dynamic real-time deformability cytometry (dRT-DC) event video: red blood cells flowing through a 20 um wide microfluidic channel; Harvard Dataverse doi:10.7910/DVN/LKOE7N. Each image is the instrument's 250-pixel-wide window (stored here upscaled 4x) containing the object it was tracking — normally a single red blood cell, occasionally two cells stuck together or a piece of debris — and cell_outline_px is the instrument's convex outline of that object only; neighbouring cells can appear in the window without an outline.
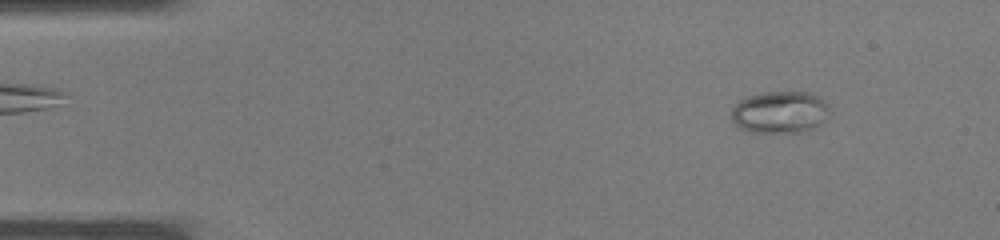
{"species": "common noctule bat (a hibernating species)", "species_latin": "Nyctalus noctula", "temperature_condition": "warm", "stored_images_in_passage": 37, "camera_frame_rate_fps": 3000, "um_per_image_px": 0.085, "animal": {"sex": "male", "body_mass_g": 19.0, "forearm_length_mm": 50.8}, "frame": {"image": 1, "passage_image": 4, "time_ms": 1.0, "image_size_px": [1000, 240], "cell_outline_px": [[832, 112], [820, 124], [812, 128], [800, 132], [748, 132], [740, 128], [732, 120], [732, 108], [740, 100], [748, 96], [764, 92], [808, 92], [816, 96], [828, 104]], "centroid_in_image_um": [66.3, 9.54], "position_along_channel_um": 18.7, "area_um2": 24.04}}
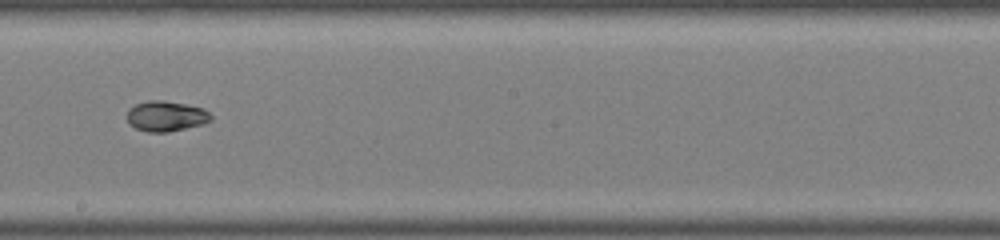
{"frame": {"image": 2, "passage_image": 21, "time_ms": 6.667, "image_size_px": [1000, 240], "cell_outline_px": [[212, 120], [204, 124], [168, 132], [148, 132], [136, 128], [128, 120], [128, 108], [136, 104], [148, 100], [164, 100], [204, 108], [212, 116]], "centroid_in_image_um": [14.14, 9.87], "position_along_channel_um": 234.1, "area_um2": 14.8}}
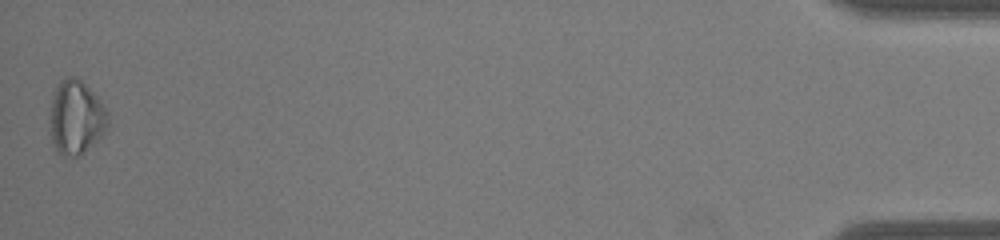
{"frame": {"image": 3, "passage_image": 37, "time_ms": 12.0, "image_size_px": [1000, 240], "cell_outline_px": [[108, 124], [104, 132], [100, 136], [76, 156], [60, 156], [56, 152], [52, 140], [48, 116], [52, 96], [60, 80], [68, 76], [76, 76], [96, 96], [108, 112]], "centroid_in_image_um": [6.41, 9.96], "position_along_channel_um": 428.8, "area_um2": 24.8}}